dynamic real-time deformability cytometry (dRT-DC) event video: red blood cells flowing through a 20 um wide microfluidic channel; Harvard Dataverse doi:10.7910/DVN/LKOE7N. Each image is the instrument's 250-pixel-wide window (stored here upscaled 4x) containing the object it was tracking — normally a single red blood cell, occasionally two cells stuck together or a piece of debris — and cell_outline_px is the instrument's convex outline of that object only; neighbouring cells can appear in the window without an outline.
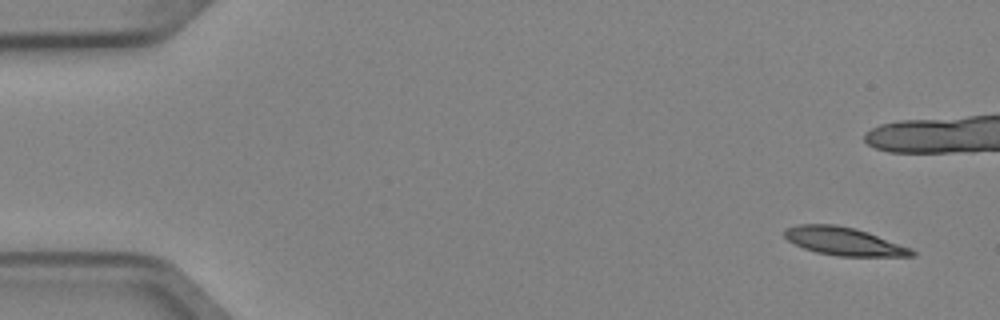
{"species": "Egyptian fruit bat (a non-hibernating species)", "species_latin": "Rousettus aegyptiacus", "temperature_condition": "cold", "stored_images_in_passage": 8, "camera_frame_rate_fps": 3000, "um_per_image_px": 0.085, "animal": {"sex": "female"}, "frame": {"image": 1, "passage_image": 1, "time_ms": 0.0, "image_size_px": [1000, 320], "cell_outline_px": [[916, 256], [840, 256], [816, 252], [804, 248], [788, 240], [784, 236], [784, 228], [800, 224], [836, 224], [856, 228], [868, 232], [912, 248], [916, 252]], "centroid_in_image_um": [71.75, 20.5], "position_along_channel_um": 13.3, "area_um2": 20.87}}
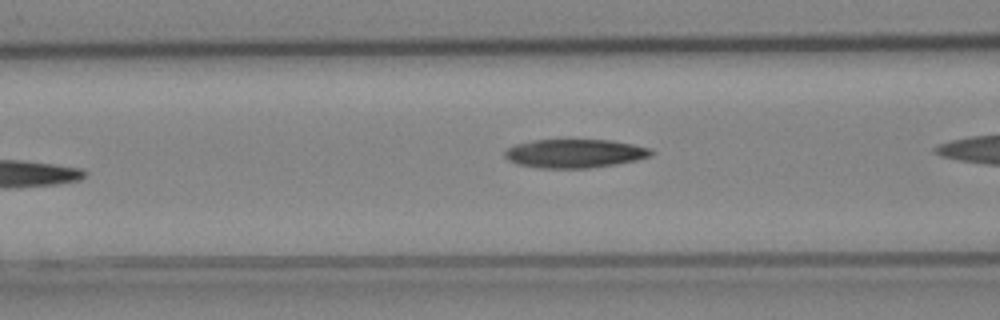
{"frame": {"image": 2, "passage_image": 6, "time_ms": 1.667, "image_size_px": [1000, 320], "cell_outline_px": [[656, 152], [652, 156], [636, 160], [588, 168], [540, 168], [516, 164], [508, 160], [504, 156], [504, 152], [508, 148], [516, 144], [532, 140], [612, 140], [652, 148]], "centroid_in_image_um": [48.86, 13.04], "position_along_channel_um": 117.7, "area_um2": 24.51}}